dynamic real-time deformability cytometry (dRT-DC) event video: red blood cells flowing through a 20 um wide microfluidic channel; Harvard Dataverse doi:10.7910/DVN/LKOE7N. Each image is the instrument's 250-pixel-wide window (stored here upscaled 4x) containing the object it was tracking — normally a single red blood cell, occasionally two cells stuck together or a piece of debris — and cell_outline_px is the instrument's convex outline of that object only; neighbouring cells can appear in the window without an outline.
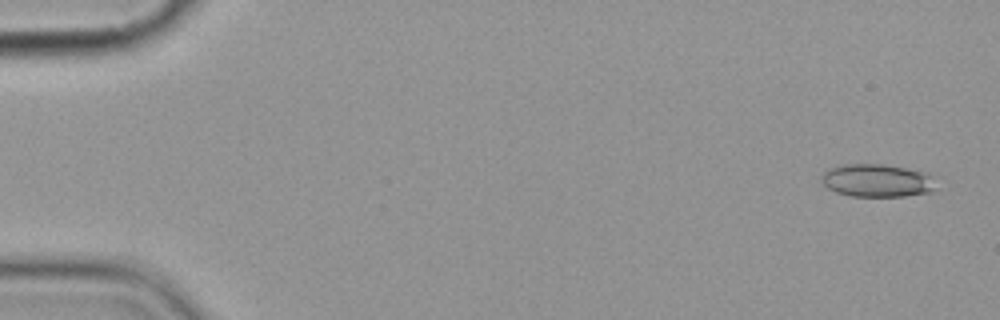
{"species": "common noctule bat (a hibernating species)", "species_latin": "Nyctalus noctula", "temperature_condition": "cold", "stored_images_in_passage": 6, "camera_frame_rate_fps": 3000, "um_per_image_px": 0.085, "animal": {"sex": "female", "body_mass_g": 19.9}, "frame": {"image": 1, "passage_image": 1, "time_ms": 0.0, "image_size_px": [1000, 320], "cell_outline_px": [[932, 192], [904, 196], [848, 196], [836, 192], [828, 188], [820, 180], [820, 176], [828, 168], [840, 164], [884, 164], [928, 172], [932, 188]], "centroid_in_image_um": [74.45, 15.33], "position_along_channel_um": 10.5, "area_um2": 21.91}}
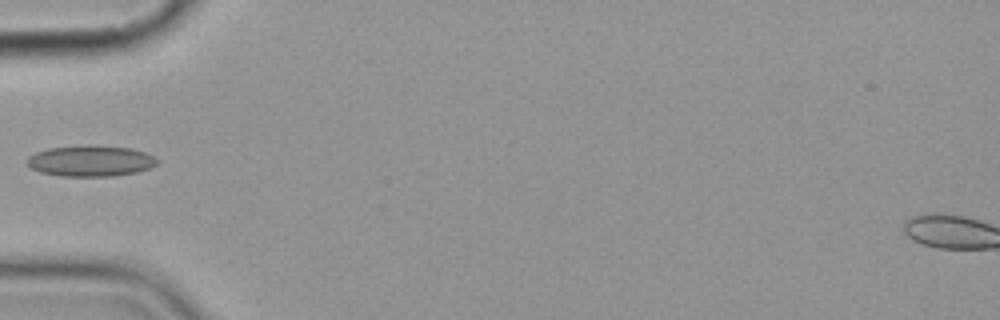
{"frame": {"image": 2, "passage_image": 5, "time_ms": 5.667, "image_size_px": [1000, 320], "cell_outline_px": [[160, 160], [156, 164], [148, 168], [136, 172], [112, 176], [60, 176], [40, 172], [32, 168], [28, 164], [28, 156], [36, 152], [48, 148], [132, 148], [144, 152]], "centroid_in_image_um": [7.7, 13.73], "position_along_channel_um": 77.3, "area_um2": 22.31}}
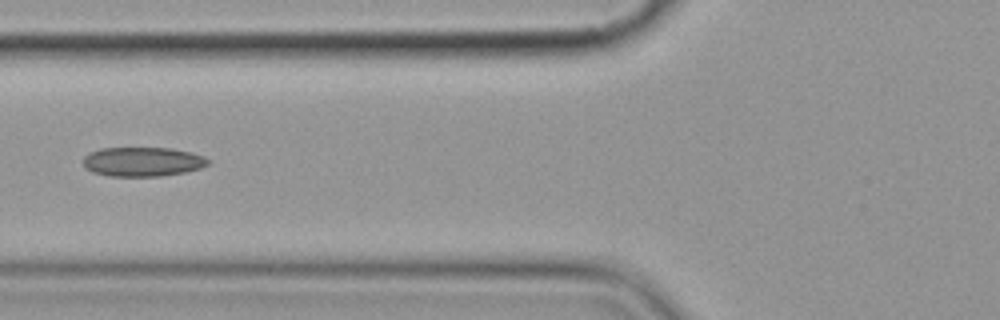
{"frame": {"image": 3, "passage_image": 6, "time_ms": 6.667, "image_size_px": [1000, 320], "cell_outline_px": [[212, 160], [208, 164], [200, 168], [184, 172], [160, 176], [108, 176], [92, 172], [84, 168], [84, 156], [88, 152], [100, 148], [172, 148], [192, 152], [204, 156]], "centroid_in_image_um": [12.12, 13.74], "position_along_channel_um": 113.7, "area_um2": 21.56}}